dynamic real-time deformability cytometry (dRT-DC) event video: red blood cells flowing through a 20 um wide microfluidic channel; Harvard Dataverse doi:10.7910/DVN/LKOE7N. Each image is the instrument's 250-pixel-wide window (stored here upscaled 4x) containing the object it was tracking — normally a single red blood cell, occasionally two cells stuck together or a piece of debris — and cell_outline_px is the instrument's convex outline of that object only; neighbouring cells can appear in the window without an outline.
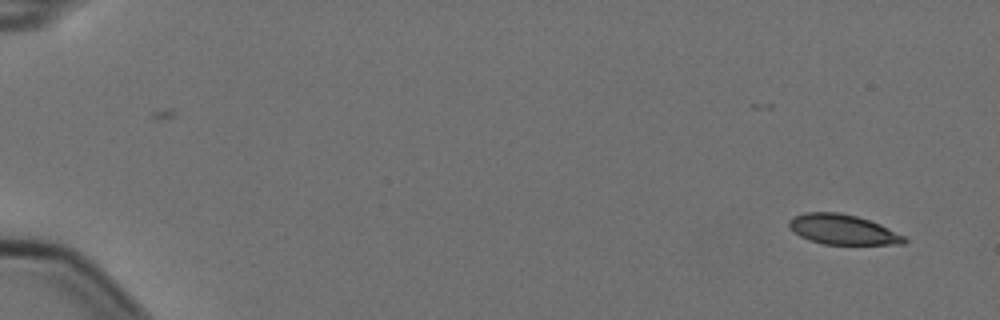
{"species": "Egyptian fruit bat (a non-hibernating species)", "species_latin": "Rousettus aegyptiacus", "temperature_condition": "cold", "stored_images_in_passage": 11, "camera_frame_rate_fps": 3000, "um_per_image_px": 0.085, "animal": {"sex": "female"}, "frame": {"image": 1, "passage_image": 1, "time_ms": 0.0, "image_size_px": [1000, 320], "cell_outline_px": [[908, 240], [904, 244], [824, 244], [808, 240], [800, 236], [788, 224], [788, 220], [792, 216], [804, 212], [840, 212], [856, 216], [880, 224], [904, 236]], "centroid_in_image_um": [71.61, 19.5], "position_along_channel_um": 13.4, "area_um2": 20.06}}
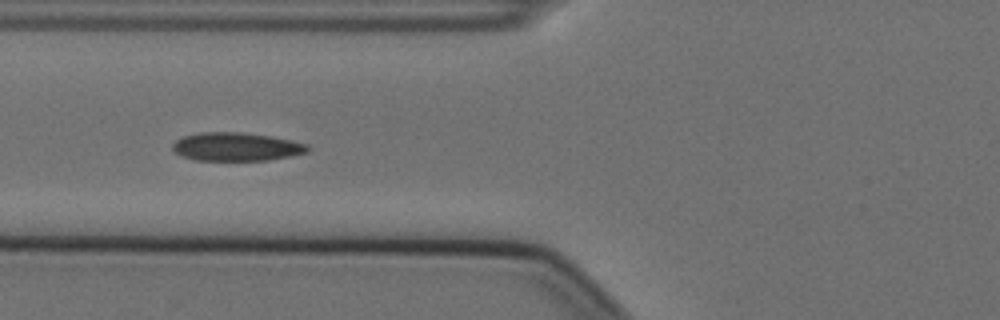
{"frame": {"image": 2, "passage_image": 6, "time_ms": 1.667, "image_size_px": [1000, 320], "cell_outline_px": [[312, 148], [308, 152], [292, 156], [268, 160], [196, 160], [180, 156], [172, 148], [172, 144], [176, 140], [184, 136], [200, 132], [240, 132], [268, 136], [292, 140], [308, 144]], "centroid_in_image_um": [20.11, 12.47], "position_along_channel_um": 105.7, "area_um2": 22.43}}
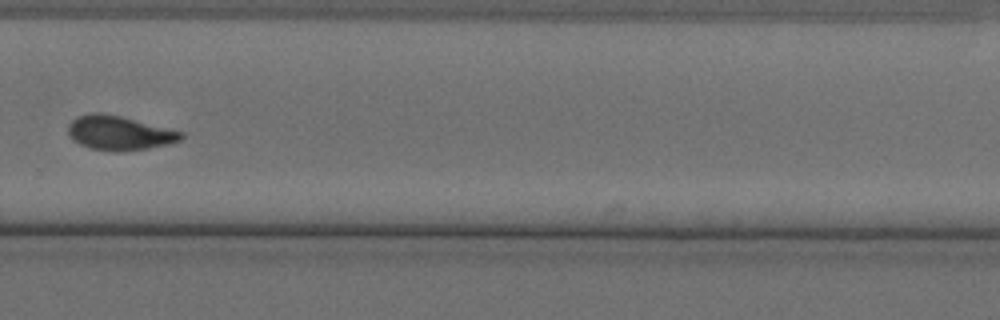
{"frame": {"image": 3, "passage_image": 11, "time_ms": 3.333, "image_size_px": [1000, 320], "cell_outline_px": [[184, 136], [180, 140], [168, 144], [148, 148], [124, 152], [116, 152], [88, 148], [72, 140], [68, 136], [68, 124], [76, 116], [120, 116], [184, 132]], "centroid_in_image_um": [10.16, 11.36], "position_along_channel_um": 319.6, "area_um2": 22.02}}